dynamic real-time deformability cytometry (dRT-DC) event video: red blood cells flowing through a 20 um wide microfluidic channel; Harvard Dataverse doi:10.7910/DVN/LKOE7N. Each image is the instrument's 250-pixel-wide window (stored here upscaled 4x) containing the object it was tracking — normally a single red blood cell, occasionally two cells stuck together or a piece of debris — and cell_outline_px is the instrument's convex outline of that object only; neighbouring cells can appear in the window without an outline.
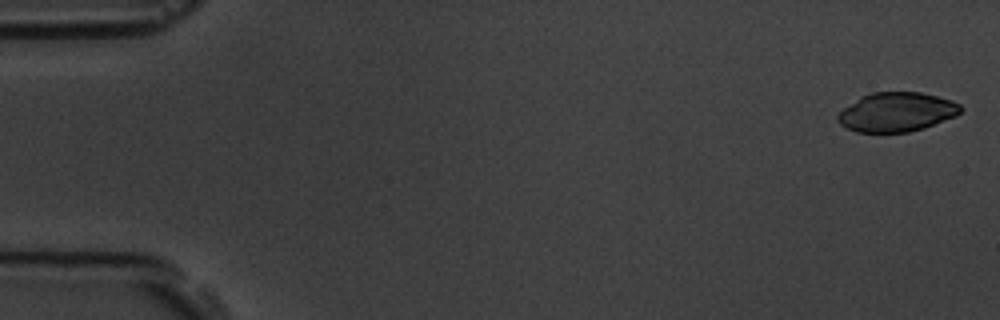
{"species": "common noctule bat (a hibernating species)", "species_latin": "Nyctalus noctula", "temperature_condition": "room temperature", "stored_images_in_passage": 6, "camera_frame_rate_fps": 3000, "um_per_image_px": 0.085, "animal": {"sex": "male", "body_mass_g": 19.5, "forearm_length_mm": 54.6}, "frame": {"image": 1, "passage_image": 1, "time_ms": 0.0, "image_size_px": [1000, 320], "cell_outline_px": [[964, 108], [956, 116], [924, 128], [908, 132], [856, 132], [840, 124], [836, 120], [836, 116], [844, 108], [860, 96], [872, 92], [920, 92], [952, 100], [960, 104]], "centroid_in_image_um": [76.22, 9.52], "position_along_channel_um": 8.8, "area_um2": 28.15}}